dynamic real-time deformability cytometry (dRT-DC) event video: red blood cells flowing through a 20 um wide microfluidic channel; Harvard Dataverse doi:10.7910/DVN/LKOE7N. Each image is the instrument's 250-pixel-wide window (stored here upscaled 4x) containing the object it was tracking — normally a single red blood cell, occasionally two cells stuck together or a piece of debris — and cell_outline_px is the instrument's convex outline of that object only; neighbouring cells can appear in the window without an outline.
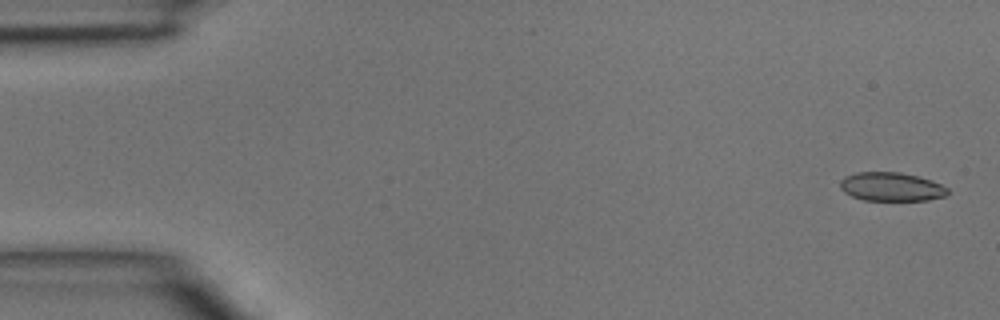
{"species": "common noctule bat (a hibernating species)", "species_latin": "Nyctalus noctula", "temperature_condition": "room temperature", "stored_images_in_passage": 46, "camera_frame_rate_fps": 3000, "um_per_image_px": 0.085, "animal": {"sex": "male", "body_mass_g": 15.6}, "frame": {"image": 1, "passage_image": 2, "time_ms": 0.333, "image_size_px": [1000, 320], "cell_outline_px": [[948, 192], [944, 196], [928, 200], [864, 200], [852, 196], [844, 192], [840, 188], [840, 180], [844, 176], [856, 172], [900, 172], [916, 176], [940, 184], [948, 188]], "centroid_in_image_um": [75.71, 15.87], "position_along_channel_um": 9.3, "area_um2": 17.86}}
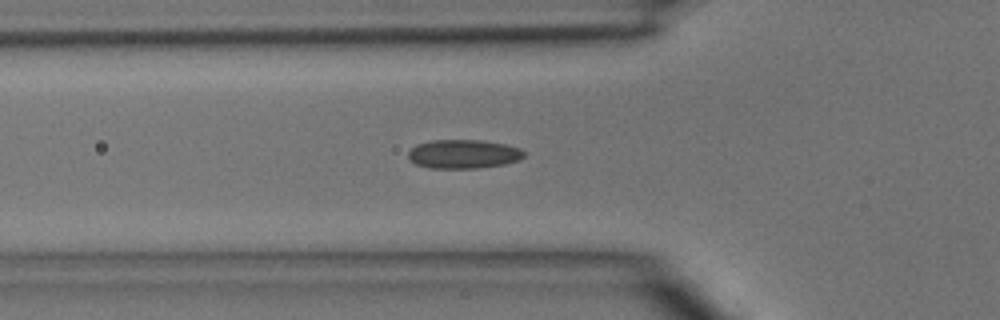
{"frame": {"image": 2, "passage_image": 16, "time_ms": 5.0, "image_size_px": [1000, 320], "cell_outline_px": [[524, 156], [520, 160], [504, 164], [480, 168], [428, 168], [416, 164], [408, 160], [408, 152], [416, 144], [432, 140], [480, 140], [508, 144], [520, 148], [524, 152]], "centroid_in_image_um": [39.39, 13.09], "position_along_channel_um": 86.4, "area_um2": 19.71}}
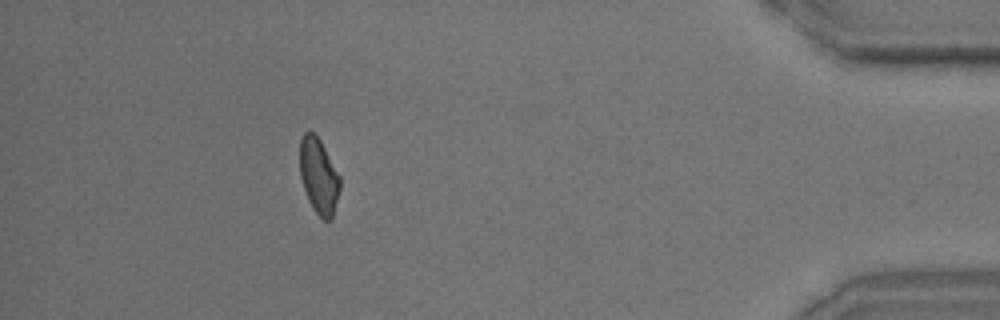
{"frame": {"image": 3, "passage_image": 42, "time_ms": 13.667, "image_size_px": [1000, 320], "cell_outline_px": [[340, 188], [332, 220], [324, 220], [312, 208], [308, 200], [300, 176], [300, 140], [304, 132], [312, 132], [320, 140], [340, 176]], "centroid_in_image_um": [27.09, 14.98], "position_along_channel_um": 408.1, "area_um2": 17.57}}